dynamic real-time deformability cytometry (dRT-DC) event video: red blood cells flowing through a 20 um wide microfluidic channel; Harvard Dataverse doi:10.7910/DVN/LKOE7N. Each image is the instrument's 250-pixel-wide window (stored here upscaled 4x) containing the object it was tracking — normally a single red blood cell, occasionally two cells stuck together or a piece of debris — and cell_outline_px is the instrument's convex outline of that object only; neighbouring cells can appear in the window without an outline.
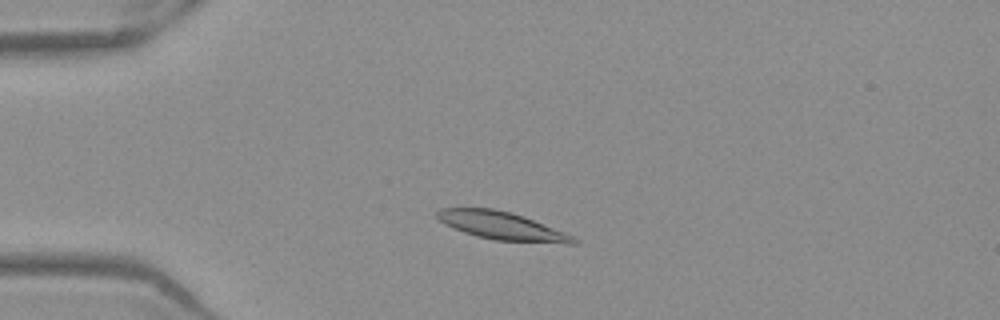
{"species": "Egyptian fruit bat (a non-hibernating species)", "species_latin": "Rousettus aegyptiacus", "temperature_condition": "warm", "stored_images_in_passage": 48, "camera_frame_rate_fps": 3000, "um_per_image_px": 0.085, "frame": {"image": 1, "passage_image": 9, "time_ms": 2.667, "image_size_px": [1000, 320], "cell_outline_px": [[580, 240], [576, 244], [568, 244], [496, 240], [476, 236], [464, 232], [444, 224], [436, 216], [436, 212], [440, 208], [492, 208], [512, 212], [524, 216], [576, 236]], "centroid_in_image_um": [42.73, 19.2], "position_along_channel_um": 42.3, "area_um2": 22.43}}
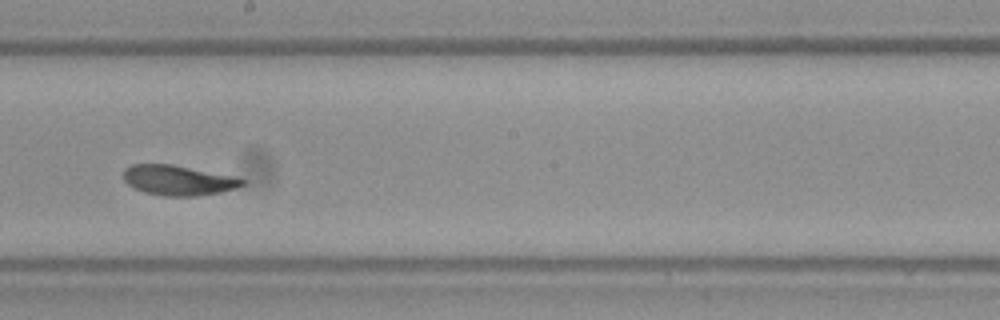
{"frame": {"image": 2, "passage_image": 26, "time_ms": 8.333, "image_size_px": [1000, 320], "cell_outline_px": [[244, 184], [236, 188], [220, 192], [196, 196], [164, 196], [144, 192], [128, 184], [124, 180], [124, 168], [132, 164], [172, 164], [232, 176], [244, 180]], "centroid_in_image_um": [15.12, 15.32], "position_along_channel_um": 233.1, "area_um2": 20.58}}
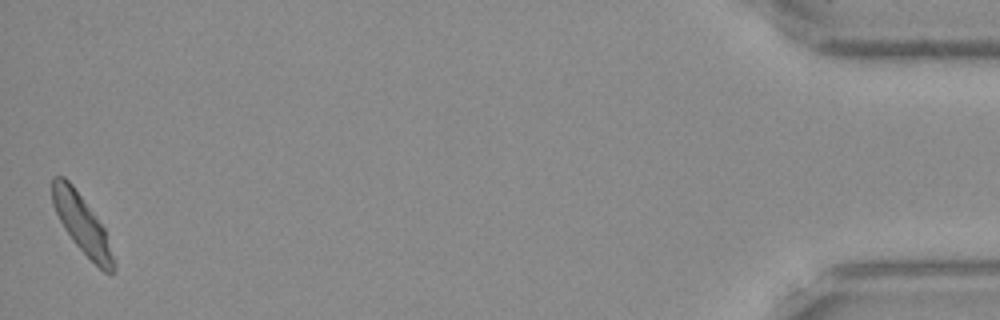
{"frame": {"image": 3, "passage_image": 48, "time_ms": 15.667, "image_size_px": [1000, 320], "cell_outline_px": [[116, 268], [112, 276], [104, 272], [72, 240], [64, 228], [52, 204], [52, 176], [64, 176], [72, 184], [104, 228], [116, 264]], "centroid_in_image_um": [6.97, 19.06], "position_along_channel_um": 428.2, "area_um2": 20.52}, "authors_computed_cell_mechanics": {"area_um2": 21.386, "velocity_mm_per_s": 3.8781, "shape_relaxation_time_tau1_ms": 3.3476, "shape_relaxation_time_tau2_ms": 4.8955, "deformation_change_tau1": 0.1079, "deformation_change_tau2": 0.0924}}